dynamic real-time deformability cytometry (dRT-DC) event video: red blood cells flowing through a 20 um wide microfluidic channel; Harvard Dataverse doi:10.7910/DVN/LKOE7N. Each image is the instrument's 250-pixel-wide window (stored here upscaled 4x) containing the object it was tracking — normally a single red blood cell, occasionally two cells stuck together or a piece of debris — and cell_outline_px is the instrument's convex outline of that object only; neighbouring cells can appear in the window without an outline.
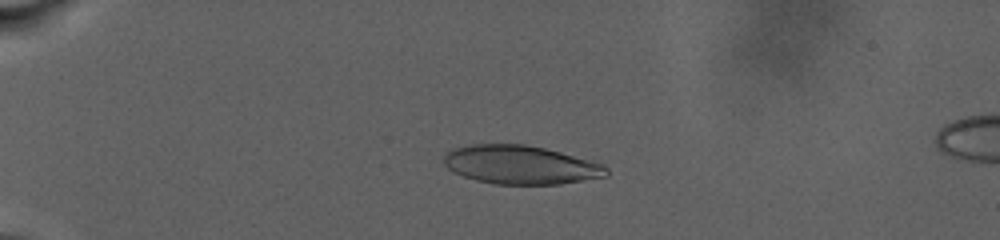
{"species": "human", "species_latin": "Homo sapiens", "temperature_condition": "warm", "stored_images_in_passage": 84, "camera_frame_rate_fps": 3000, "um_per_image_px": 0.085, "donor": {"sex": "male"}, "frame": {"image": 1, "passage_image": 23, "time_ms": 7.333, "image_size_px": [1000, 240], "cell_outline_px": [[608, 176], [560, 184], [496, 184], [476, 180], [452, 172], [444, 164], [444, 156], [452, 148], [468, 144], [524, 144], [544, 148], [560, 152], [604, 164], [608, 168]], "centroid_in_image_um": [44.24, 14.01], "position_along_channel_um": 40.8, "area_um2": 36.65}}
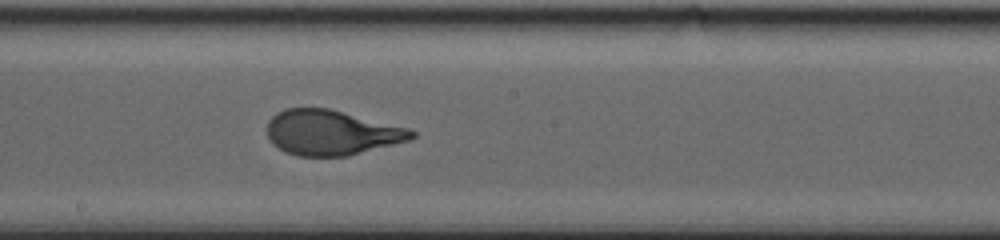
{"frame": {"image": 2, "passage_image": 51, "time_ms": 16.667, "image_size_px": [1000, 240], "cell_outline_px": [[416, 136], [412, 140], [348, 156], [296, 156], [284, 152], [272, 144], [268, 136], [268, 120], [276, 112], [284, 108], [328, 108], [408, 128], [416, 132]], "centroid_in_image_um": [28.16, 11.28], "position_along_channel_um": 220.0, "area_um2": 38.15}}
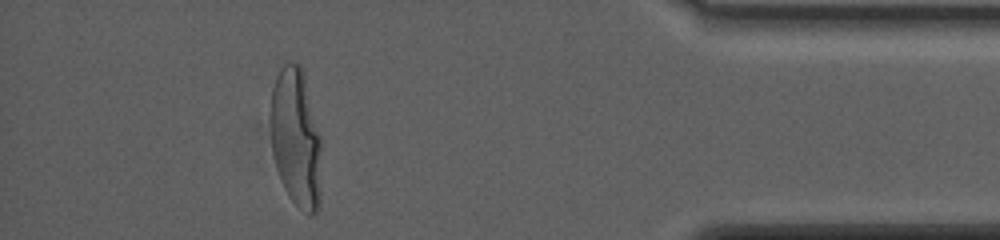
{"frame": {"image": 3, "passage_image": 77, "time_ms": 25.333, "image_size_px": [1000, 240], "cell_outline_px": [[320, 204], [316, 212], [312, 216], [296, 204], [288, 196], [284, 188], [276, 168], [272, 152], [272, 88], [276, 76], [280, 68], [288, 60], [300, 64], [304, 72], [320, 136]], "centroid_in_image_um": [25.17, 11.7], "position_along_channel_um": 410.0, "area_um2": 40.98}, "authors_computed_cell_mechanics": {"area_um2": 38.9572, "velocity_mm_per_s": 2.6117, "shape_relaxation_time_tau1_ms": 6.8209, "shape_relaxation_time_tau2_ms": null, "deformation_change_tau1": 0.2578, "deformation_change_tau2": null}}